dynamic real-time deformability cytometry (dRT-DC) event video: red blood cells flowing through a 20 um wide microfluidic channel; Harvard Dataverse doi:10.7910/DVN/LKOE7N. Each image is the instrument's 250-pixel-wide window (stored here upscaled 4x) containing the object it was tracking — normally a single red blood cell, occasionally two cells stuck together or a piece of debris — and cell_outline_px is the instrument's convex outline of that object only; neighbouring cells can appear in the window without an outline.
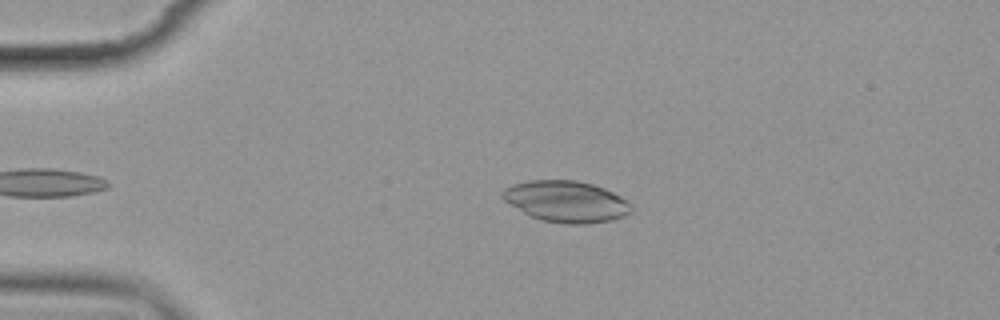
{"species": "common noctule bat (a hibernating species)", "species_latin": "Nyctalus noctula", "temperature_condition": "cold", "stored_images_in_passage": 3, "camera_frame_rate_fps": 3000, "um_per_image_px": 0.085, "animal": {"sex": "female", "body_mass_g": 19.9}, "frame": {"image": 1, "passage_image": 2, "time_ms": 2.0, "image_size_px": [1000, 320], "cell_outline_px": [[632, 212], [624, 216], [612, 220], [588, 224], [564, 224], [544, 220], [528, 216], [504, 200], [500, 196], [500, 192], [504, 188], [512, 184], [528, 180], [576, 180], [592, 184], [604, 188], [628, 200], [632, 204]], "centroid_in_image_um": [48.12, 17.13], "position_along_channel_um": 36.9, "area_um2": 31.33}}